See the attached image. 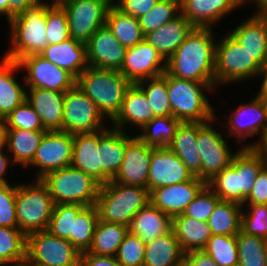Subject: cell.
<instances>
[{
	"mask_svg": "<svg viewBox=\"0 0 267 266\" xmlns=\"http://www.w3.org/2000/svg\"><path fill=\"white\" fill-rule=\"evenodd\" d=\"M211 28L194 29L166 61V72L198 83H215L216 43Z\"/></svg>",
	"mask_w": 267,
	"mask_h": 266,
	"instance_id": "1",
	"label": "cell"
},
{
	"mask_svg": "<svg viewBox=\"0 0 267 266\" xmlns=\"http://www.w3.org/2000/svg\"><path fill=\"white\" fill-rule=\"evenodd\" d=\"M266 162L252 147H241L231 164L217 173L207 186L221 199L243 204Z\"/></svg>",
	"mask_w": 267,
	"mask_h": 266,
	"instance_id": "2",
	"label": "cell"
},
{
	"mask_svg": "<svg viewBox=\"0 0 267 266\" xmlns=\"http://www.w3.org/2000/svg\"><path fill=\"white\" fill-rule=\"evenodd\" d=\"M76 85L111 121L119 113L125 92L131 83L117 70L87 67L77 78Z\"/></svg>",
	"mask_w": 267,
	"mask_h": 266,
	"instance_id": "3",
	"label": "cell"
},
{
	"mask_svg": "<svg viewBox=\"0 0 267 266\" xmlns=\"http://www.w3.org/2000/svg\"><path fill=\"white\" fill-rule=\"evenodd\" d=\"M44 2L27 7L9 21L12 46L3 57L18 61L22 57L40 54L49 44L46 35V8Z\"/></svg>",
	"mask_w": 267,
	"mask_h": 266,
	"instance_id": "4",
	"label": "cell"
},
{
	"mask_svg": "<svg viewBox=\"0 0 267 266\" xmlns=\"http://www.w3.org/2000/svg\"><path fill=\"white\" fill-rule=\"evenodd\" d=\"M215 83H198L173 77L167 73V91L172 116L180 122H207L214 119L213 105L204 91H214Z\"/></svg>",
	"mask_w": 267,
	"mask_h": 266,
	"instance_id": "5",
	"label": "cell"
},
{
	"mask_svg": "<svg viewBox=\"0 0 267 266\" xmlns=\"http://www.w3.org/2000/svg\"><path fill=\"white\" fill-rule=\"evenodd\" d=\"M149 202L148 188L111 180L100 186L96 207L99 220L129 226L133 216Z\"/></svg>",
	"mask_w": 267,
	"mask_h": 266,
	"instance_id": "6",
	"label": "cell"
},
{
	"mask_svg": "<svg viewBox=\"0 0 267 266\" xmlns=\"http://www.w3.org/2000/svg\"><path fill=\"white\" fill-rule=\"evenodd\" d=\"M41 180L57 204L96 205L100 184L72 165L51 171Z\"/></svg>",
	"mask_w": 267,
	"mask_h": 266,
	"instance_id": "7",
	"label": "cell"
},
{
	"mask_svg": "<svg viewBox=\"0 0 267 266\" xmlns=\"http://www.w3.org/2000/svg\"><path fill=\"white\" fill-rule=\"evenodd\" d=\"M35 180L29 186L17 184L16 217L18 228L26 236L47 230L55 205L47 185Z\"/></svg>",
	"mask_w": 267,
	"mask_h": 266,
	"instance_id": "8",
	"label": "cell"
},
{
	"mask_svg": "<svg viewBox=\"0 0 267 266\" xmlns=\"http://www.w3.org/2000/svg\"><path fill=\"white\" fill-rule=\"evenodd\" d=\"M218 41L215 48L216 86L260 76L262 66L229 33Z\"/></svg>",
	"mask_w": 267,
	"mask_h": 266,
	"instance_id": "9",
	"label": "cell"
},
{
	"mask_svg": "<svg viewBox=\"0 0 267 266\" xmlns=\"http://www.w3.org/2000/svg\"><path fill=\"white\" fill-rule=\"evenodd\" d=\"M26 262L29 265L79 266L80 253L68 240L42 230L26 236Z\"/></svg>",
	"mask_w": 267,
	"mask_h": 266,
	"instance_id": "10",
	"label": "cell"
},
{
	"mask_svg": "<svg viewBox=\"0 0 267 266\" xmlns=\"http://www.w3.org/2000/svg\"><path fill=\"white\" fill-rule=\"evenodd\" d=\"M97 105L75 84L64 94L63 131L94 133L106 128Z\"/></svg>",
	"mask_w": 267,
	"mask_h": 266,
	"instance_id": "11",
	"label": "cell"
},
{
	"mask_svg": "<svg viewBox=\"0 0 267 266\" xmlns=\"http://www.w3.org/2000/svg\"><path fill=\"white\" fill-rule=\"evenodd\" d=\"M198 122L197 146L201 157V179L206 183L231 164L232 153L221 132L213 129V120Z\"/></svg>",
	"mask_w": 267,
	"mask_h": 266,
	"instance_id": "12",
	"label": "cell"
},
{
	"mask_svg": "<svg viewBox=\"0 0 267 266\" xmlns=\"http://www.w3.org/2000/svg\"><path fill=\"white\" fill-rule=\"evenodd\" d=\"M114 0H74L63 8L67 13L70 38L86 44L99 27L106 24Z\"/></svg>",
	"mask_w": 267,
	"mask_h": 266,
	"instance_id": "13",
	"label": "cell"
},
{
	"mask_svg": "<svg viewBox=\"0 0 267 266\" xmlns=\"http://www.w3.org/2000/svg\"><path fill=\"white\" fill-rule=\"evenodd\" d=\"M21 69H26L25 85L65 93L76 84V78L66 69L53 64L40 54L19 59Z\"/></svg>",
	"mask_w": 267,
	"mask_h": 266,
	"instance_id": "14",
	"label": "cell"
},
{
	"mask_svg": "<svg viewBox=\"0 0 267 266\" xmlns=\"http://www.w3.org/2000/svg\"><path fill=\"white\" fill-rule=\"evenodd\" d=\"M73 134L65 131H47L41 139L33 161L28 165L38 168L36 179L72 163Z\"/></svg>",
	"mask_w": 267,
	"mask_h": 266,
	"instance_id": "15",
	"label": "cell"
},
{
	"mask_svg": "<svg viewBox=\"0 0 267 266\" xmlns=\"http://www.w3.org/2000/svg\"><path fill=\"white\" fill-rule=\"evenodd\" d=\"M151 157L152 146L137 135L131 137L125 132V157L112 181L148 188Z\"/></svg>",
	"mask_w": 267,
	"mask_h": 266,
	"instance_id": "16",
	"label": "cell"
},
{
	"mask_svg": "<svg viewBox=\"0 0 267 266\" xmlns=\"http://www.w3.org/2000/svg\"><path fill=\"white\" fill-rule=\"evenodd\" d=\"M166 71V61L145 39L127 49L119 72L131 83L162 76Z\"/></svg>",
	"mask_w": 267,
	"mask_h": 266,
	"instance_id": "17",
	"label": "cell"
},
{
	"mask_svg": "<svg viewBox=\"0 0 267 266\" xmlns=\"http://www.w3.org/2000/svg\"><path fill=\"white\" fill-rule=\"evenodd\" d=\"M86 52L89 67L119 71L127 48L120 44L110 28L104 24L86 43Z\"/></svg>",
	"mask_w": 267,
	"mask_h": 266,
	"instance_id": "18",
	"label": "cell"
},
{
	"mask_svg": "<svg viewBox=\"0 0 267 266\" xmlns=\"http://www.w3.org/2000/svg\"><path fill=\"white\" fill-rule=\"evenodd\" d=\"M194 176L168 147H153L148 176V190L182 183Z\"/></svg>",
	"mask_w": 267,
	"mask_h": 266,
	"instance_id": "19",
	"label": "cell"
},
{
	"mask_svg": "<svg viewBox=\"0 0 267 266\" xmlns=\"http://www.w3.org/2000/svg\"><path fill=\"white\" fill-rule=\"evenodd\" d=\"M207 183L194 176L192 179L173 185L153 189L150 202L171 218L183 214Z\"/></svg>",
	"mask_w": 267,
	"mask_h": 266,
	"instance_id": "20",
	"label": "cell"
},
{
	"mask_svg": "<svg viewBox=\"0 0 267 266\" xmlns=\"http://www.w3.org/2000/svg\"><path fill=\"white\" fill-rule=\"evenodd\" d=\"M229 135L237 136L238 142L254 136L267 128V101L258 93L249 103H241L226 123ZM241 139V140H240ZM240 140V141H239Z\"/></svg>",
	"mask_w": 267,
	"mask_h": 266,
	"instance_id": "21",
	"label": "cell"
},
{
	"mask_svg": "<svg viewBox=\"0 0 267 266\" xmlns=\"http://www.w3.org/2000/svg\"><path fill=\"white\" fill-rule=\"evenodd\" d=\"M263 67L267 63V14L256 12L229 33Z\"/></svg>",
	"mask_w": 267,
	"mask_h": 266,
	"instance_id": "22",
	"label": "cell"
},
{
	"mask_svg": "<svg viewBox=\"0 0 267 266\" xmlns=\"http://www.w3.org/2000/svg\"><path fill=\"white\" fill-rule=\"evenodd\" d=\"M245 0H181V13L194 27L211 28Z\"/></svg>",
	"mask_w": 267,
	"mask_h": 266,
	"instance_id": "23",
	"label": "cell"
},
{
	"mask_svg": "<svg viewBox=\"0 0 267 266\" xmlns=\"http://www.w3.org/2000/svg\"><path fill=\"white\" fill-rule=\"evenodd\" d=\"M64 94L42 88H29L26 100L40 116L46 131H63Z\"/></svg>",
	"mask_w": 267,
	"mask_h": 266,
	"instance_id": "24",
	"label": "cell"
},
{
	"mask_svg": "<svg viewBox=\"0 0 267 266\" xmlns=\"http://www.w3.org/2000/svg\"><path fill=\"white\" fill-rule=\"evenodd\" d=\"M101 185L117 174L125 157V131L104 128L99 131Z\"/></svg>",
	"mask_w": 267,
	"mask_h": 266,
	"instance_id": "25",
	"label": "cell"
},
{
	"mask_svg": "<svg viewBox=\"0 0 267 266\" xmlns=\"http://www.w3.org/2000/svg\"><path fill=\"white\" fill-rule=\"evenodd\" d=\"M152 107L145 93L136 85L131 86L125 92L121 109L117 116L111 121L114 129L125 130V124L135 125L142 129L147 123L154 119Z\"/></svg>",
	"mask_w": 267,
	"mask_h": 266,
	"instance_id": "26",
	"label": "cell"
},
{
	"mask_svg": "<svg viewBox=\"0 0 267 266\" xmlns=\"http://www.w3.org/2000/svg\"><path fill=\"white\" fill-rule=\"evenodd\" d=\"M193 29L191 22L180 13L174 20L148 33L145 40L167 61Z\"/></svg>",
	"mask_w": 267,
	"mask_h": 266,
	"instance_id": "27",
	"label": "cell"
},
{
	"mask_svg": "<svg viewBox=\"0 0 267 266\" xmlns=\"http://www.w3.org/2000/svg\"><path fill=\"white\" fill-rule=\"evenodd\" d=\"M40 55L58 67L66 69L75 78L88 67L86 44L73 38L59 44H48Z\"/></svg>",
	"mask_w": 267,
	"mask_h": 266,
	"instance_id": "28",
	"label": "cell"
},
{
	"mask_svg": "<svg viewBox=\"0 0 267 266\" xmlns=\"http://www.w3.org/2000/svg\"><path fill=\"white\" fill-rule=\"evenodd\" d=\"M71 165L89 175L101 185L99 131L73 134Z\"/></svg>",
	"mask_w": 267,
	"mask_h": 266,
	"instance_id": "29",
	"label": "cell"
},
{
	"mask_svg": "<svg viewBox=\"0 0 267 266\" xmlns=\"http://www.w3.org/2000/svg\"><path fill=\"white\" fill-rule=\"evenodd\" d=\"M197 137L198 122H180L168 148L187 166L193 176L201 179V157Z\"/></svg>",
	"mask_w": 267,
	"mask_h": 266,
	"instance_id": "30",
	"label": "cell"
},
{
	"mask_svg": "<svg viewBox=\"0 0 267 266\" xmlns=\"http://www.w3.org/2000/svg\"><path fill=\"white\" fill-rule=\"evenodd\" d=\"M128 229L146 244L168 233L172 218L149 202L133 216Z\"/></svg>",
	"mask_w": 267,
	"mask_h": 266,
	"instance_id": "31",
	"label": "cell"
},
{
	"mask_svg": "<svg viewBox=\"0 0 267 266\" xmlns=\"http://www.w3.org/2000/svg\"><path fill=\"white\" fill-rule=\"evenodd\" d=\"M47 131L25 129L1 130V139L6 143L7 151L13 153V165L27 167L34 159L41 139Z\"/></svg>",
	"mask_w": 267,
	"mask_h": 266,
	"instance_id": "32",
	"label": "cell"
},
{
	"mask_svg": "<svg viewBox=\"0 0 267 266\" xmlns=\"http://www.w3.org/2000/svg\"><path fill=\"white\" fill-rule=\"evenodd\" d=\"M20 69L17 61L5 57L0 61V122L26 100V91L13 76Z\"/></svg>",
	"mask_w": 267,
	"mask_h": 266,
	"instance_id": "33",
	"label": "cell"
},
{
	"mask_svg": "<svg viewBox=\"0 0 267 266\" xmlns=\"http://www.w3.org/2000/svg\"><path fill=\"white\" fill-rule=\"evenodd\" d=\"M172 230L184 253L203 250L213 235L207 222L184 214L172 218Z\"/></svg>",
	"mask_w": 267,
	"mask_h": 266,
	"instance_id": "34",
	"label": "cell"
},
{
	"mask_svg": "<svg viewBox=\"0 0 267 266\" xmlns=\"http://www.w3.org/2000/svg\"><path fill=\"white\" fill-rule=\"evenodd\" d=\"M184 254L171 229L168 233L146 243L143 266H181Z\"/></svg>",
	"mask_w": 267,
	"mask_h": 266,
	"instance_id": "35",
	"label": "cell"
},
{
	"mask_svg": "<svg viewBox=\"0 0 267 266\" xmlns=\"http://www.w3.org/2000/svg\"><path fill=\"white\" fill-rule=\"evenodd\" d=\"M106 25L120 44L127 49L145 39L138 18L123 13L114 4L108 9Z\"/></svg>",
	"mask_w": 267,
	"mask_h": 266,
	"instance_id": "36",
	"label": "cell"
},
{
	"mask_svg": "<svg viewBox=\"0 0 267 266\" xmlns=\"http://www.w3.org/2000/svg\"><path fill=\"white\" fill-rule=\"evenodd\" d=\"M242 210L240 203L220 200L207 221L212 234L236 236L241 231Z\"/></svg>",
	"mask_w": 267,
	"mask_h": 266,
	"instance_id": "37",
	"label": "cell"
},
{
	"mask_svg": "<svg viewBox=\"0 0 267 266\" xmlns=\"http://www.w3.org/2000/svg\"><path fill=\"white\" fill-rule=\"evenodd\" d=\"M128 232V226L124 224L98 220L90 249L87 252L115 257L120 244Z\"/></svg>",
	"mask_w": 267,
	"mask_h": 266,
	"instance_id": "38",
	"label": "cell"
},
{
	"mask_svg": "<svg viewBox=\"0 0 267 266\" xmlns=\"http://www.w3.org/2000/svg\"><path fill=\"white\" fill-rule=\"evenodd\" d=\"M136 85L145 93L155 117L172 116L166 71L162 76L142 80Z\"/></svg>",
	"mask_w": 267,
	"mask_h": 266,
	"instance_id": "39",
	"label": "cell"
},
{
	"mask_svg": "<svg viewBox=\"0 0 267 266\" xmlns=\"http://www.w3.org/2000/svg\"><path fill=\"white\" fill-rule=\"evenodd\" d=\"M26 261V235L19 228L0 227V265Z\"/></svg>",
	"mask_w": 267,
	"mask_h": 266,
	"instance_id": "40",
	"label": "cell"
},
{
	"mask_svg": "<svg viewBox=\"0 0 267 266\" xmlns=\"http://www.w3.org/2000/svg\"><path fill=\"white\" fill-rule=\"evenodd\" d=\"M180 121L174 116L154 117L137 135L144 143L153 147H168L173 141Z\"/></svg>",
	"mask_w": 267,
	"mask_h": 266,
	"instance_id": "41",
	"label": "cell"
},
{
	"mask_svg": "<svg viewBox=\"0 0 267 266\" xmlns=\"http://www.w3.org/2000/svg\"><path fill=\"white\" fill-rule=\"evenodd\" d=\"M180 13L181 0H160L146 14L138 18L144 36L174 20Z\"/></svg>",
	"mask_w": 267,
	"mask_h": 266,
	"instance_id": "42",
	"label": "cell"
},
{
	"mask_svg": "<svg viewBox=\"0 0 267 266\" xmlns=\"http://www.w3.org/2000/svg\"><path fill=\"white\" fill-rule=\"evenodd\" d=\"M98 220L99 213L96 205L86 206L74 219L73 246L80 254L90 249Z\"/></svg>",
	"mask_w": 267,
	"mask_h": 266,
	"instance_id": "43",
	"label": "cell"
},
{
	"mask_svg": "<svg viewBox=\"0 0 267 266\" xmlns=\"http://www.w3.org/2000/svg\"><path fill=\"white\" fill-rule=\"evenodd\" d=\"M85 207L80 204L54 205L47 230L57 237L68 240L73 245L74 219Z\"/></svg>",
	"mask_w": 267,
	"mask_h": 266,
	"instance_id": "44",
	"label": "cell"
},
{
	"mask_svg": "<svg viewBox=\"0 0 267 266\" xmlns=\"http://www.w3.org/2000/svg\"><path fill=\"white\" fill-rule=\"evenodd\" d=\"M219 266L238 265V248L236 236L212 235L204 249Z\"/></svg>",
	"mask_w": 267,
	"mask_h": 266,
	"instance_id": "45",
	"label": "cell"
},
{
	"mask_svg": "<svg viewBox=\"0 0 267 266\" xmlns=\"http://www.w3.org/2000/svg\"><path fill=\"white\" fill-rule=\"evenodd\" d=\"M236 239L239 266H266L263 237L247 235L240 231Z\"/></svg>",
	"mask_w": 267,
	"mask_h": 266,
	"instance_id": "46",
	"label": "cell"
},
{
	"mask_svg": "<svg viewBox=\"0 0 267 266\" xmlns=\"http://www.w3.org/2000/svg\"><path fill=\"white\" fill-rule=\"evenodd\" d=\"M25 129L30 131H46L40 116L31 104L25 100L1 121V130Z\"/></svg>",
	"mask_w": 267,
	"mask_h": 266,
	"instance_id": "47",
	"label": "cell"
},
{
	"mask_svg": "<svg viewBox=\"0 0 267 266\" xmlns=\"http://www.w3.org/2000/svg\"><path fill=\"white\" fill-rule=\"evenodd\" d=\"M146 244L135 234L128 232L115 256L121 266H143Z\"/></svg>",
	"mask_w": 267,
	"mask_h": 266,
	"instance_id": "48",
	"label": "cell"
},
{
	"mask_svg": "<svg viewBox=\"0 0 267 266\" xmlns=\"http://www.w3.org/2000/svg\"><path fill=\"white\" fill-rule=\"evenodd\" d=\"M46 35L49 44H59L70 38L67 13L64 8H46Z\"/></svg>",
	"mask_w": 267,
	"mask_h": 266,
	"instance_id": "49",
	"label": "cell"
},
{
	"mask_svg": "<svg viewBox=\"0 0 267 266\" xmlns=\"http://www.w3.org/2000/svg\"><path fill=\"white\" fill-rule=\"evenodd\" d=\"M221 199L206 185L186 207L184 215L207 222Z\"/></svg>",
	"mask_w": 267,
	"mask_h": 266,
	"instance_id": "50",
	"label": "cell"
},
{
	"mask_svg": "<svg viewBox=\"0 0 267 266\" xmlns=\"http://www.w3.org/2000/svg\"><path fill=\"white\" fill-rule=\"evenodd\" d=\"M246 213H241V231L247 235L261 236L265 240V219L267 218L266 205L248 204Z\"/></svg>",
	"mask_w": 267,
	"mask_h": 266,
	"instance_id": "51",
	"label": "cell"
},
{
	"mask_svg": "<svg viewBox=\"0 0 267 266\" xmlns=\"http://www.w3.org/2000/svg\"><path fill=\"white\" fill-rule=\"evenodd\" d=\"M16 193L17 184L0 185V227L18 228Z\"/></svg>",
	"mask_w": 267,
	"mask_h": 266,
	"instance_id": "52",
	"label": "cell"
},
{
	"mask_svg": "<svg viewBox=\"0 0 267 266\" xmlns=\"http://www.w3.org/2000/svg\"><path fill=\"white\" fill-rule=\"evenodd\" d=\"M247 204L265 205L267 203V164L258 173L251 193L242 206Z\"/></svg>",
	"mask_w": 267,
	"mask_h": 266,
	"instance_id": "53",
	"label": "cell"
},
{
	"mask_svg": "<svg viewBox=\"0 0 267 266\" xmlns=\"http://www.w3.org/2000/svg\"><path fill=\"white\" fill-rule=\"evenodd\" d=\"M160 0H118L113 4L123 13L139 18L146 14Z\"/></svg>",
	"mask_w": 267,
	"mask_h": 266,
	"instance_id": "54",
	"label": "cell"
},
{
	"mask_svg": "<svg viewBox=\"0 0 267 266\" xmlns=\"http://www.w3.org/2000/svg\"><path fill=\"white\" fill-rule=\"evenodd\" d=\"M79 266H121L115 257L96 255L89 252L80 254Z\"/></svg>",
	"mask_w": 267,
	"mask_h": 266,
	"instance_id": "55",
	"label": "cell"
},
{
	"mask_svg": "<svg viewBox=\"0 0 267 266\" xmlns=\"http://www.w3.org/2000/svg\"><path fill=\"white\" fill-rule=\"evenodd\" d=\"M183 264L185 266H219L202 250L185 253Z\"/></svg>",
	"mask_w": 267,
	"mask_h": 266,
	"instance_id": "56",
	"label": "cell"
},
{
	"mask_svg": "<svg viewBox=\"0 0 267 266\" xmlns=\"http://www.w3.org/2000/svg\"><path fill=\"white\" fill-rule=\"evenodd\" d=\"M7 147L6 143L0 139V185H6V184H10L8 183V181L6 180V178L4 177L7 169L9 167V165H12V161H10V157H8L2 150H5L3 148ZM11 162V163H10ZM10 163V164H9Z\"/></svg>",
	"mask_w": 267,
	"mask_h": 266,
	"instance_id": "57",
	"label": "cell"
},
{
	"mask_svg": "<svg viewBox=\"0 0 267 266\" xmlns=\"http://www.w3.org/2000/svg\"><path fill=\"white\" fill-rule=\"evenodd\" d=\"M242 147H252L266 162L267 164V128L263 131L259 142H253L251 144H243Z\"/></svg>",
	"mask_w": 267,
	"mask_h": 266,
	"instance_id": "58",
	"label": "cell"
},
{
	"mask_svg": "<svg viewBox=\"0 0 267 266\" xmlns=\"http://www.w3.org/2000/svg\"><path fill=\"white\" fill-rule=\"evenodd\" d=\"M260 76L264 77L258 94H267V63L262 67Z\"/></svg>",
	"mask_w": 267,
	"mask_h": 266,
	"instance_id": "59",
	"label": "cell"
},
{
	"mask_svg": "<svg viewBox=\"0 0 267 266\" xmlns=\"http://www.w3.org/2000/svg\"><path fill=\"white\" fill-rule=\"evenodd\" d=\"M74 0H51V1H42L44 2L48 7H60L63 8L65 5L71 3Z\"/></svg>",
	"mask_w": 267,
	"mask_h": 266,
	"instance_id": "60",
	"label": "cell"
},
{
	"mask_svg": "<svg viewBox=\"0 0 267 266\" xmlns=\"http://www.w3.org/2000/svg\"><path fill=\"white\" fill-rule=\"evenodd\" d=\"M249 3H256L257 11L255 12H265L267 10V0H245V4Z\"/></svg>",
	"mask_w": 267,
	"mask_h": 266,
	"instance_id": "61",
	"label": "cell"
},
{
	"mask_svg": "<svg viewBox=\"0 0 267 266\" xmlns=\"http://www.w3.org/2000/svg\"><path fill=\"white\" fill-rule=\"evenodd\" d=\"M8 2L9 0H0V15L3 14L8 19Z\"/></svg>",
	"mask_w": 267,
	"mask_h": 266,
	"instance_id": "62",
	"label": "cell"
},
{
	"mask_svg": "<svg viewBox=\"0 0 267 266\" xmlns=\"http://www.w3.org/2000/svg\"><path fill=\"white\" fill-rule=\"evenodd\" d=\"M264 252H265V259H266V266H267V239L264 242Z\"/></svg>",
	"mask_w": 267,
	"mask_h": 266,
	"instance_id": "63",
	"label": "cell"
},
{
	"mask_svg": "<svg viewBox=\"0 0 267 266\" xmlns=\"http://www.w3.org/2000/svg\"><path fill=\"white\" fill-rule=\"evenodd\" d=\"M9 266H29V264L25 261L19 264L9 265Z\"/></svg>",
	"mask_w": 267,
	"mask_h": 266,
	"instance_id": "64",
	"label": "cell"
},
{
	"mask_svg": "<svg viewBox=\"0 0 267 266\" xmlns=\"http://www.w3.org/2000/svg\"><path fill=\"white\" fill-rule=\"evenodd\" d=\"M265 221V239H267V218L264 220Z\"/></svg>",
	"mask_w": 267,
	"mask_h": 266,
	"instance_id": "65",
	"label": "cell"
},
{
	"mask_svg": "<svg viewBox=\"0 0 267 266\" xmlns=\"http://www.w3.org/2000/svg\"><path fill=\"white\" fill-rule=\"evenodd\" d=\"M260 96L264 97L267 101V94H259Z\"/></svg>",
	"mask_w": 267,
	"mask_h": 266,
	"instance_id": "66",
	"label": "cell"
},
{
	"mask_svg": "<svg viewBox=\"0 0 267 266\" xmlns=\"http://www.w3.org/2000/svg\"><path fill=\"white\" fill-rule=\"evenodd\" d=\"M0 139H1V122H0Z\"/></svg>",
	"mask_w": 267,
	"mask_h": 266,
	"instance_id": "67",
	"label": "cell"
},
{
	"mask_svg": "<svg viewBox=\"0 0 267 266\" xmlns=\"http://www.w3.org/2000/svg\"><path fill=\"white\" fill-rule=\"evenodd\" d=\"M29 266H46V265H29Z\"/></svg>",
	"mask_w": 267,
	"mask_h": 266,
	"instance_id": "68",
	"label": "cell"
}]
</instances>
